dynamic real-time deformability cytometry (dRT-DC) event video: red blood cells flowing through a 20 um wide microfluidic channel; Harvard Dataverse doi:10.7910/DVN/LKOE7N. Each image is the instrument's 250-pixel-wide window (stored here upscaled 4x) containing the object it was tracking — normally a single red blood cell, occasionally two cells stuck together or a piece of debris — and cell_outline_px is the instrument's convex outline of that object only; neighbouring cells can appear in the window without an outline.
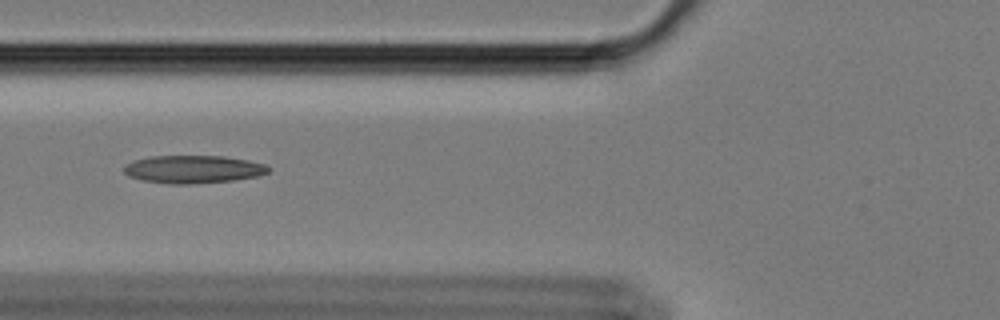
{"species": "Egyptian fruit bat (a non-hibernating species)", "species_latin": "Rousettus aegyptiacus", "temperature_condition": "cold", "stored_images_in_passage": 42, "camera_frame_rate_fps": 3000, "um_per_image_px": 0.085, "animal": {"sex": "female"}, "frame": {"image": 1, "passage_image": 6, "time_ms": 1.667, "image_size_px": [1000, 320], "cell_outline_px": [[272, 168], [268, 172], [260, 176], [236, 180], [192, 184], [168, 184], [144, 180], [128, 176], [124, 172], [124, 164], [136, 160], [152, 156], [224, 156], [248, 160], [264, 164]], "centroid_in_image_um": [16.46, 14.39], "position_along_channel_um": 109.3, "area_um2": 23.58}}
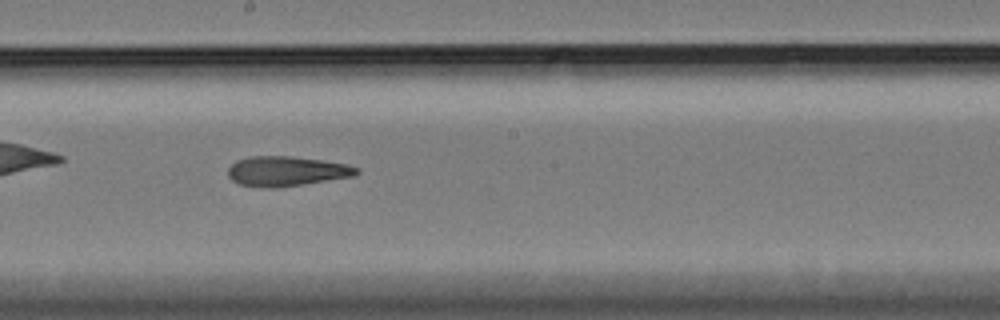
{"frame": {"image": 2, "passage_image": 16, "time_ms": 5.0, "image_size_px": [1000, 320], "cell_outline_px": [[360, 172], [356, 176], [276, 188], [260, 188], [240, 184], [232, 180], [228, 176], [228, 168], [236, 160], [248, 156], [292, 156], [348, 164], [360, 168]], "centroid_in_image_um": [24.36, 14.55], "position_along_channel_um": 223.8, "area_um2": 22.6}}
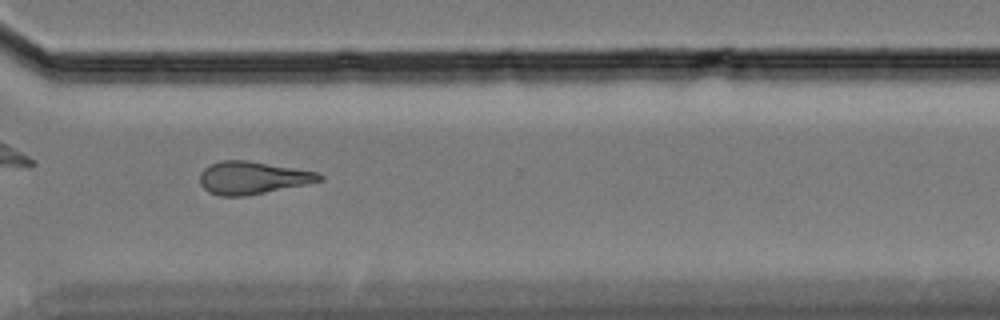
{"frame": {"image": 3, "passage_image": 27, "time_ms": 8.667, "image_size_px": [1000, 320], "cell_outline_px": [[324, 180], [244, 196], [220, 196], [208, 192], [200, 184], [200, 172], [204, 168], [220, 160], [244, 160], [316, 172], [324, 176]], "centroid_in_image_um": [21.41, 15.11], "position_along_channel_um": 349.2, "area_um2": 22.31}, "authors_computed_cell_mechanics": {"area_um2": 22.3975, "velocity_mm_per_s": 3.4215, "shape_relaxation_time_tau1_ms": null, "shape_relaxation_time_tau2_ms": 7.4469, "deformation_change_tau1": null, "deformation_change_tau2": 0.2053}}